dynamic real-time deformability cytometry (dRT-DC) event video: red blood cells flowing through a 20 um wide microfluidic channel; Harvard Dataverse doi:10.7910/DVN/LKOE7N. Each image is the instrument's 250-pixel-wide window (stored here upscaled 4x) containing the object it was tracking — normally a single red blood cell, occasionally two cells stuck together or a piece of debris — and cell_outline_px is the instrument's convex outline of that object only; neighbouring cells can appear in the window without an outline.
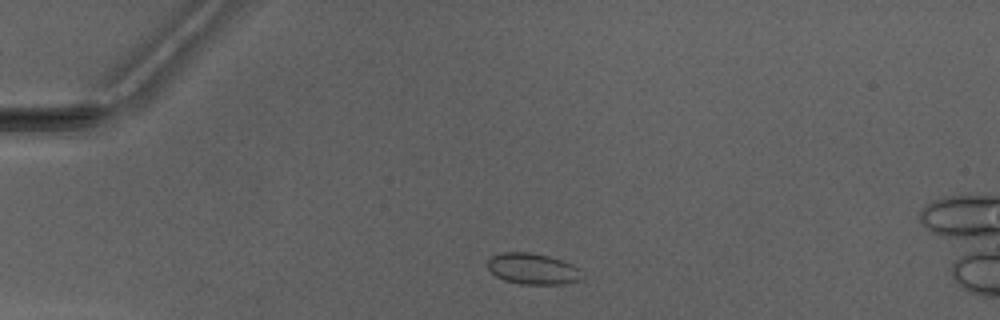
{"species": "Egyptian fruit bat (a non-hibernating species)", "species_latin": "Rousettus aegyptiacus", "temperature_condition": "warm", "stored_images_in_passage": 3, "camera_frame_rate_fps": 3000, "um_per_image_px": 0.085, "animal": {"sex": "male"}, "frame": {"image": 1, "passage_image": 2, "time_ms": 1.0, "image_size_px": [1000, 320], "cell_outline_px": [[584, 272], [580, 280], [564, 284], [524, 284], [504, 280], [496, 276], [488, 268], [488, 260], [492, 256], [500, 252], [528, 252], [548, 256], [572, 264], [580, 268]], "centroid_in_image_um": [45.31, 22.85], "position_along_channel_um": 39.7, "area_um2": 17.11}}